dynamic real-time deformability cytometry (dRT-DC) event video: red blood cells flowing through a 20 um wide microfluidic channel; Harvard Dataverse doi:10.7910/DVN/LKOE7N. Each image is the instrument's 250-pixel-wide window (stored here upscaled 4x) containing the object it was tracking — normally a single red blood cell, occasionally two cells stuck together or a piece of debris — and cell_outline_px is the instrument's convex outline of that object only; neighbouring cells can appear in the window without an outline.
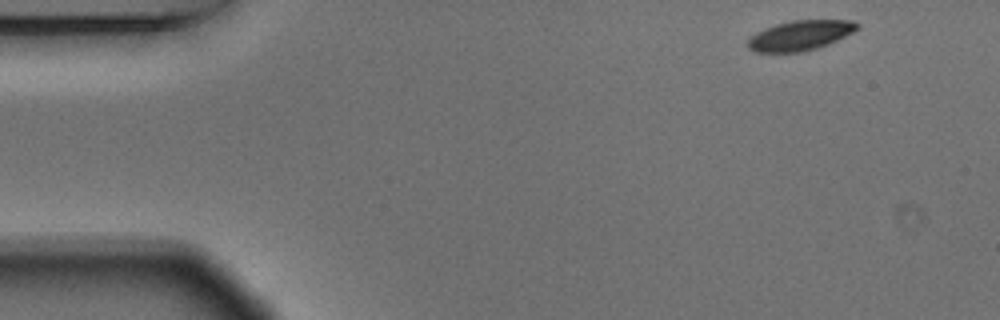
{"species": "Egyptian fruit bat (a non-hibernating species)", "species_latin": "Rousettus aegyptiacus", "temperature_condition": "warm", "stored_images_in_passage": 12, "camera_frame_rate_fps": 3000, "um_per_image_px": 0.085, "animal": {"sex": "male"}, "frame": {"image": 1, "passage_image": 1, "time_ms": 0.0, "image_size_px": [1000, 320], "cell_outline_px": [[860, 28], [828, 44], [816, 48], [800, 52], [756, 52], [748, 48], [748, 40], [756, 32], [776, 24], [792, 20], [852, 20], [860, 24]], "centroid_in_image_um": [68.03, 3.0], "position_along_channel_um": 17.0, "area_um2": 18.9}}